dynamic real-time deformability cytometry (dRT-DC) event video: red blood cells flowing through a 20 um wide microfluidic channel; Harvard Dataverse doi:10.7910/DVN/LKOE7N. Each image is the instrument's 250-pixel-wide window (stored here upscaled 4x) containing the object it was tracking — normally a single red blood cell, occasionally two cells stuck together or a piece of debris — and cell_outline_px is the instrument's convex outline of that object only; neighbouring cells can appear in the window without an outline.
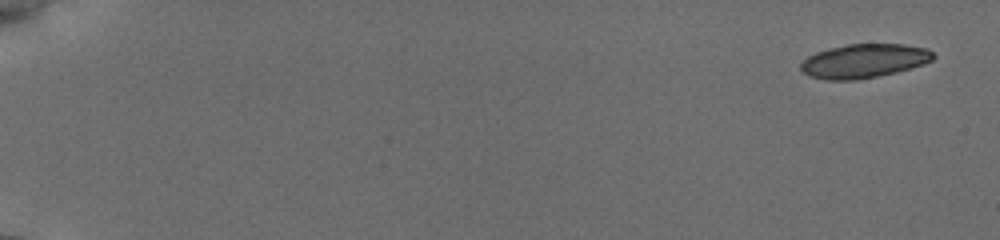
{"species": "common noctule bat (a hibernating species)", "species_latin": "Nyctalus noctula", "temperature_condition": "cold", "stored_images_in_passage": 12, "camera_frame_rate_fps": 3000, "um_per_image_px": 0.085, "animal": {"sex": "female", "body_mass_g": 19.5, "forearm_length_mm": 54.1}, "frame": {"image": 1, "passage_image": 1, "time_ms": 0.0, "image_size_px": [1000, 240], "cell_outline_px": [[936, 56], [932, 60], [924, 64], [912, 68], [896, 72], [856, 80], [824, 80], [808, 76], [800, 68], [800, 64], [808, 56], [816, 52], [828, 48], [848, 44], [904, 44], [928, 48]], "centroid_in_image_um": [73.44, 5.18], "position_along_channel_um": 11.6, "area_um2": 26.36}}
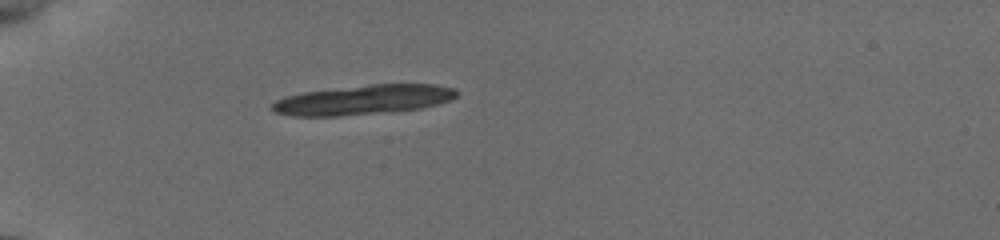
{"frame": {"image": 2, "passage_image": 6, "time_ms": 5.333, "image_size_px": [1000, 240], "cell_outline_px": [[460, 92], [456, 96], [448, 100], [436, 104], [420, 108], [392, 112], [340, 116], [292, 116], [272, 112], [268, 108], [276, 100], [288, 96], [304, 92], [372, 84], [436, 84], [456, 88]], "centroid_in_image_um": [30.88, 8.49], "position_along_channel_um": 54.1, "area_um2": 31.96}}